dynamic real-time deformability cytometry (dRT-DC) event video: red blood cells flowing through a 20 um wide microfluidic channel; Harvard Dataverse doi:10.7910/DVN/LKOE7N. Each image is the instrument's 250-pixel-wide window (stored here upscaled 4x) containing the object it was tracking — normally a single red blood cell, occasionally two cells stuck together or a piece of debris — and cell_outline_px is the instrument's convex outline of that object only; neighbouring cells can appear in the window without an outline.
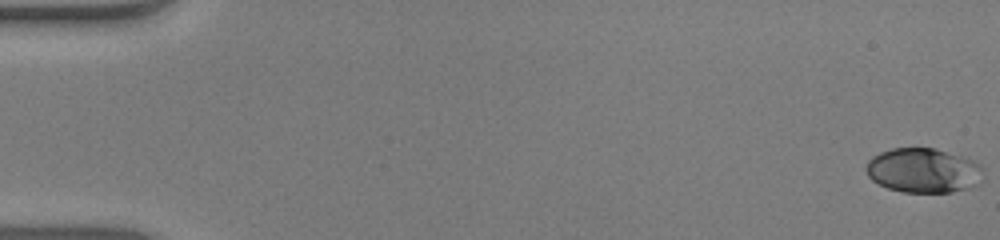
{"species": "human", "species_latin": "Homo sapiens", "temperature_condition": "warm", "stored_images_in_passage": 53, "camera_frame_rate_fps": 3000, "um_per_image_px": 0.085, "donor": {"sex": "male"}, "frame": {"image": 1, "passage_image": 1, "time_ms": 0.0, "image_size_px": [1000, 240], "cell_outline_px": [[984, 180], [980, 184], [968, 188], [952, 192], [900, 192], [888, 188], [872, 180], [868, 176], [864, 168], [868, 160], [872, 156], [880, 152], [892, 148], [936, 148], [972, 160], [980, 164], [984, 168]], "centroid_in_image_um": [78.51, 14.49], "position_along_channel_um": 6.5, "area_um2": 30.87}}
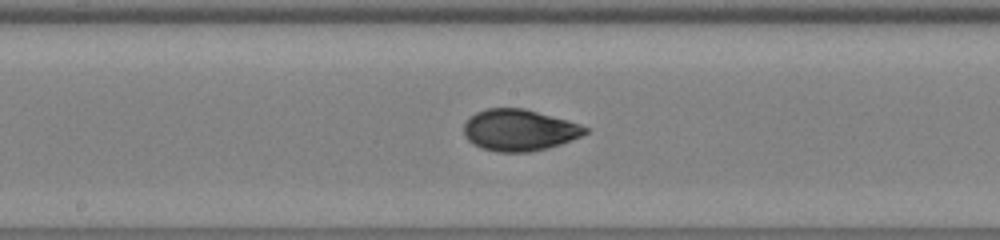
{"frame": {"image": 2, "passage_image": 29, "time_ms": 9.333, "image_size_px": [1000, 240], "cell_outline_px": [[588, 132], [580, 136], [560, 144], [548, 148], [528, 152], [500, 152], [480, 148], [472, 144], [464, 136], [464, 124], [468, 116], [476, 112], [488, 108], [524, 108], [568, 120], [580, 124], [588, 128]], "centroid_in_image_um": [44.1, 11.05], "position_along_channel_um": 204.1, "area_um2": 29.48}}
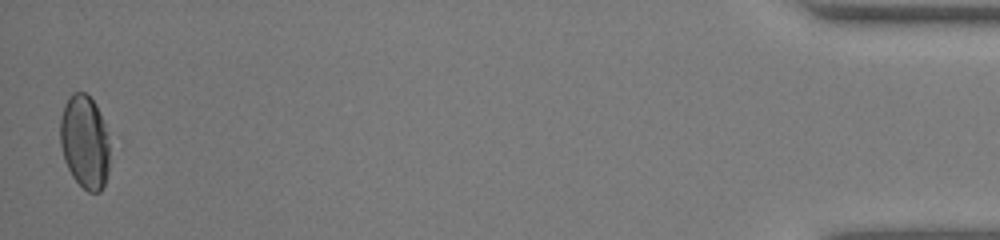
{"frame": {"image": 3, "passage_image": 53, "time_ms": 17.333, "image_size_px": [1000, 240], "cell_outline_px": [[108, 172], [104, 184], [100, 192], [88, 192], [72, 176], [64, 160], [60, 144], [60, 120], [64, 104], [68, 96], [72, 92], [84, 92], [96, 104], [104, 124], [108, 136]], "centroid_in_image_um": [7.18, 12.05], "position_along_channel_um": 428.0, "area_um2": 26.93}, "authors_computed_cell_mechanics": {"area_um2": 29.0156, "velocity_mm_per_s": 3.9379, "shape_relaxation_time_tau1_ms": 6.0157, "shape_relaxation_time_tau2_ms": 1.0835, "deformation_change_tau1": 0.2043, "deformation_change_tau2": 0.038}}